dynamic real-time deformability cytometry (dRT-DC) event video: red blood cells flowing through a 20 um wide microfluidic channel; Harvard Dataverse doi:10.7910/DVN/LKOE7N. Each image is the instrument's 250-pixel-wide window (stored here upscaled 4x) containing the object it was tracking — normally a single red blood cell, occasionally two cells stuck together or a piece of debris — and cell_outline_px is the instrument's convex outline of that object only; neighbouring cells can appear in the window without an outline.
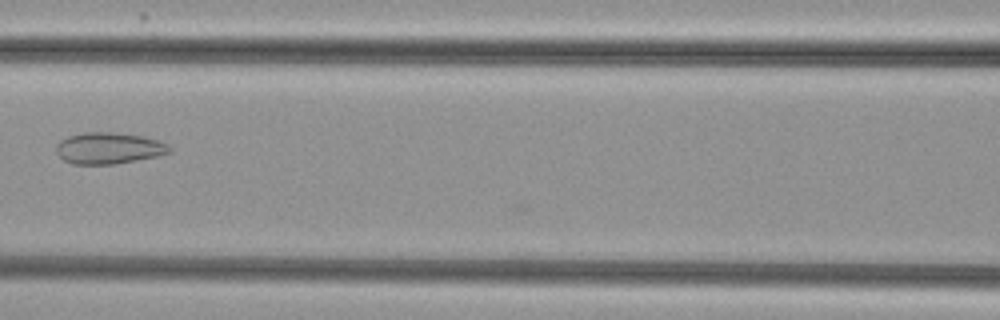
{"species": "common noctule bat (a hibernating species)", "species_latin": "Nyctalus noctula", "temperature_condition": "cold", "stored_images_in_passage": 5, "camera_frame_rate_fps": 3000, "um_per_image_px": 0.085, "animal": {"sex": "female", "body_mass_g": 29.2, "forearm_length_mm": 56.3}, "frame": {"image": 1, "passage_image": 4, "time_ms": 3.667, "image_size_px": [1000, 320], "cell_outline_px": [[172, 152], [156, 156], [116, 164], [72, 164], [64, 160], [56, 152], [56, 144], [60, 140], [68, 136], [84, 132], [112, 132], [144, 136], [160, 140], [168, 144], [172, 148]], "centroid_in_image_um": [9.26, 12.59], "position_along_channel_um": 157.3, "area_um2": 20.92}}
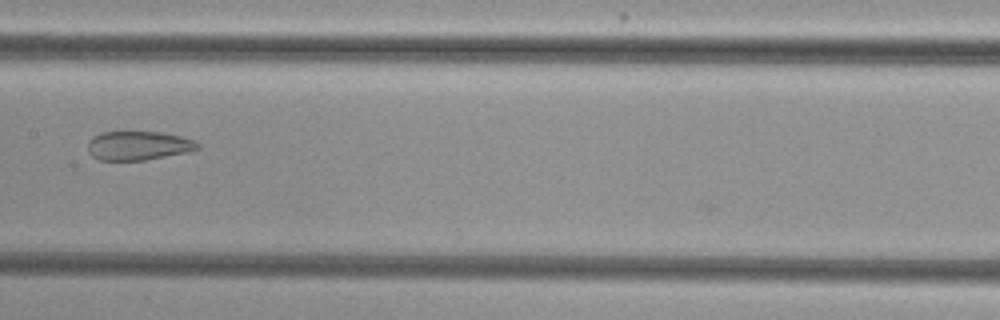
{"frame": {"image": 2, "passage_image": 5, "time_ms": 4.667, "image_size_px": [1000, 320], "cell_outline_px": [[200, 148], [188, 152], [144, 160], [100, 160], [92, 156], [88, 152], [88, 140], [92, 136], [100, 132], [160, 132], [180, 136], [192, 140], [200, 144]], "centroid_in_image_um": [11.73, 12.37], "position_along_channel_um": 195.7, "area_um2": 18.55}}